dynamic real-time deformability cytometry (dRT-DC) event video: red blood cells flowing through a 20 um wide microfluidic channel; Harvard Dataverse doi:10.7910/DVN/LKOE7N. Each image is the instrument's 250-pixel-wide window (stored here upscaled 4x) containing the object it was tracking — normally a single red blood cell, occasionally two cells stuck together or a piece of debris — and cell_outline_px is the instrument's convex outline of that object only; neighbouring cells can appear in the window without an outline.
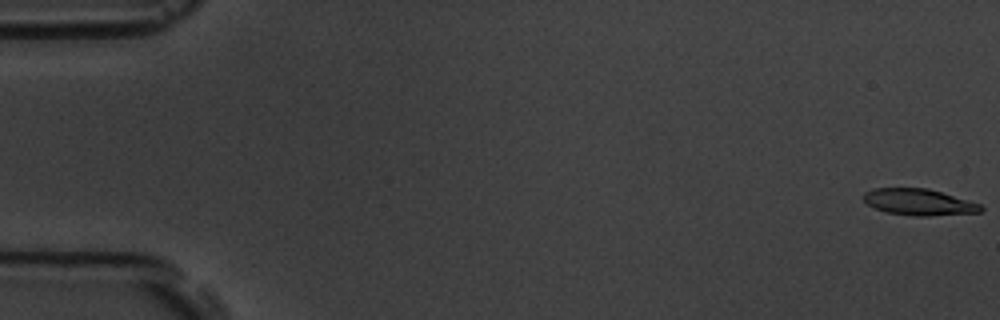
{"species": "common noctule bat (a hibernating species)", "species_latin": "Nyctalus noctula", "temperature_condition": "room temperature", "stored_images_in_passage": 6, "camera_frame_rate_fps": 3000, "um_per_image_px": 0.085, "animal": {"sex": "male", "body_mass_g": 19.5, "forearm_length_mm": 54.6}, "frame": {"image": 1, "passage_image": 1, "time_ms": 0.0, "image_size_px": [1000, 320], "cell_outline_px": [[984, 208], [980, 212], [928, 216], [916, 216], [884, 212], [868, 204], [864, 200], [864, 192], [872, 188], [928, 188], [980, 204]], "centroid_in_image_um": [78.08, 17.18], "position_along_channel_um": 6.9, "area_um2": 17.92}}
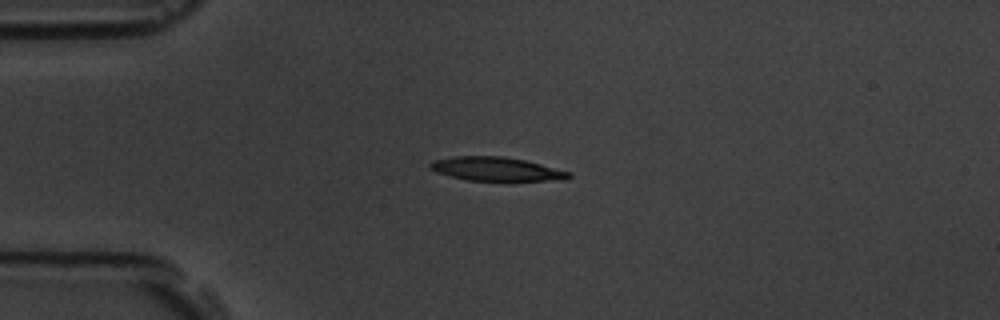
{"frame": {"image": 2, "passage_image": 5, "time_ms": 4.667, "image_size_px": [1000, 320], "cell_outline_px": [[572, 176], [568, 180], [508, 184], [468, 180], [448, 176], [436, 172], [428, 168], [428, 164], [432, 160], [456, 156], [504, 156], [524, 160], [572, 172]], "centroid_in_image_um": [42.27, 14.43], "position_along_channel_um": 42.7, "area_um2": 20.69}}